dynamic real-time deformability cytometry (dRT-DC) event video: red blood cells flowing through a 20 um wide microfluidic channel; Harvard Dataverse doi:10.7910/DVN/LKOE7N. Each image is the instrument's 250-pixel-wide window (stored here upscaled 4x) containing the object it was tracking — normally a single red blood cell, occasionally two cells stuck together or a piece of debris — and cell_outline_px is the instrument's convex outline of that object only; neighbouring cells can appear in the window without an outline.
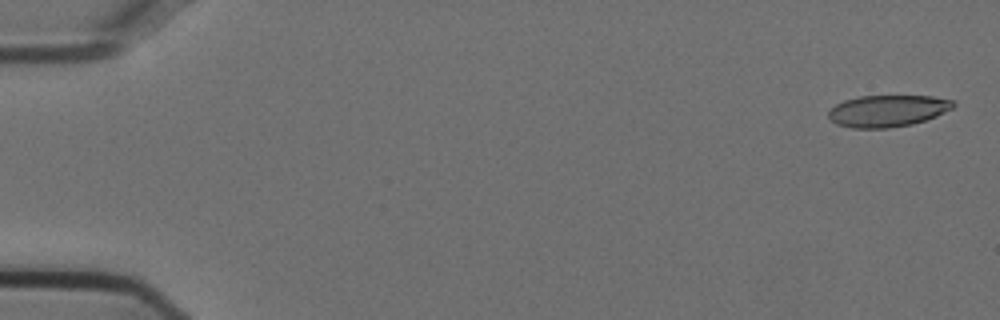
{"species": "Egyptian fruit bat (a non-hibernating species)", "species_latin": "Rousettus aegyptiacus", "temperature_condition": "cold", "stored_images_in_passage": 9, "camera_frame_rate_fps": 3000, "um_per_image_px": 0.085, "animal": {"sex": "female"}, "frame": {"image": 1, "passage_image": 2, "time_ms": 0.333, "image_size_px": [1000, 320], "cell_outline_px": [[956, 104], [952, 108], [936, 116], [912, 124], [888, 128], [852, 128], [836, 124], [828, 116], [828, 112], [836, 104], [844, 100], [860, 96], [932, 96], [952, 100]], "centroid_in_image_um": [75.43, 9.42], "position_along_channel_um": 9.6, "area_um2": 22.95}}